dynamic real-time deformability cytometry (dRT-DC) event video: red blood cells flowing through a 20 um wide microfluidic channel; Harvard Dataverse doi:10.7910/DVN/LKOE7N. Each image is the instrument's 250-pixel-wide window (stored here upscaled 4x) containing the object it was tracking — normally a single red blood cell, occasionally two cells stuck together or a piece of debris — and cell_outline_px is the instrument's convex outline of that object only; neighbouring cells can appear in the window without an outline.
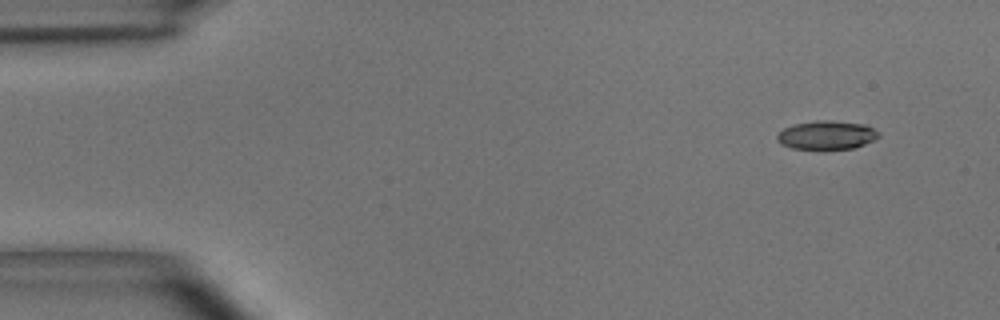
{"species": "common noctule bat (a hibernating species)", "species_latin": "Nyctalus noctula", "temperature_condition": "room temperature", "stored_images_in_passage": 46, "camera_frame_rate_fps": 3000, "um_per_image_px": 0.085, "animal": {"sex": "male", "body_mass_g": 15.6}, "frame": {"image": 1, "passage_image": 1, "time_ms": 0.0, "image_size_px": [1000, 320], "cell_outline_px": [[880, 136], [864, 144], [852, 148], [792, 148], [780, 144], [776, 140], [776, 136], [784, 128], [796, 124], [816, 120], [832, 120], [864, 124], [880, 132]], "centroid_in_image_um": [70.26, 11.46], "position_along_channel_um": 14.7, "area_um2": 16.7}}
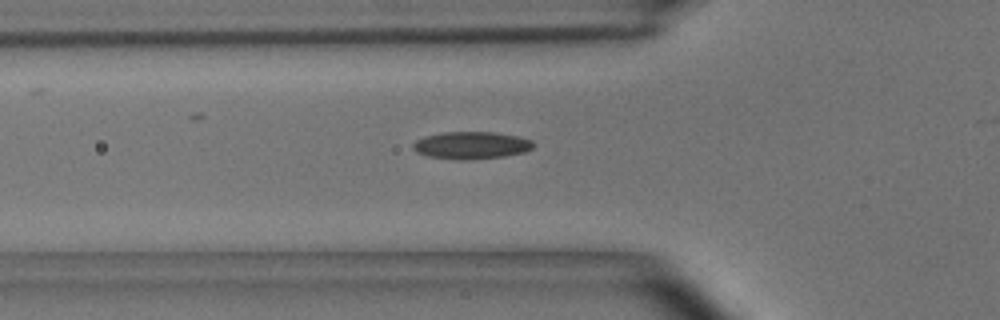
{"frame": {"image": 2, "passage_image": 15, "time_ms": 4.667, "image_size_px": [1000, 320], "cell_outline_px": [[536, 144], [532, 148], [524, 152], [504, 156], [468, 160], [460, 160], [428, 156], [416, 152], [412, 148], [412, 144], [416, 140], [424, 136], [444, 132], [496, 132], [516, 136], [532, 140]], "centroid_in_image_um": [40.05, 12.35], "position_along_channel_um": 85.7, "area_um2": 19.25}}
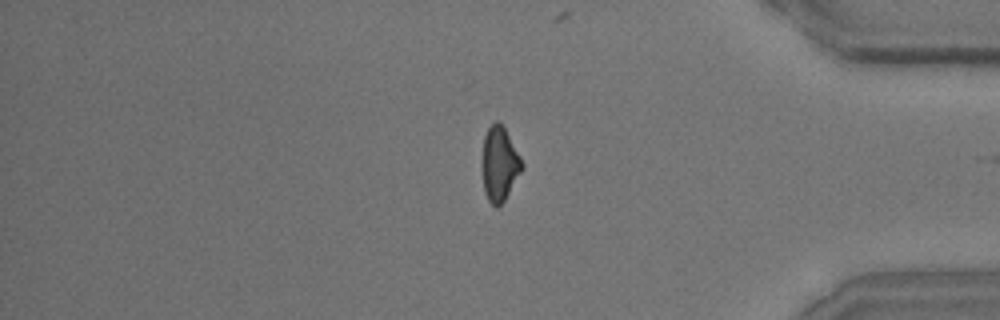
{"frame": {"image": 3, "passage_image": 42, "time_ms": 13.667, "image_size_px": [1000, 320], "cell_outline_px": [[524, 168], [504, 200], [496, 208], [488, 200], [484, 192], [484, 136], [488, 128], [496, 120], [500, 120], [520, 156], [524, 164]], "centroid_in_image_um": [42.5, 13.92], "position_along_channel_um": 392.7, "area_um2": 16.82}, "authors_computed_cell_mechanics": {"area_um2": 17.8313, "velocity_mm_per_s": 3.6942, "shape_relaxation_time_tau1_ms": 4.4772, "shape_relaxation_time_tau2_ms": 3.0919, "deformation_change_tau1": 0.1588, "deformation_change_tau2": 0.1064}}